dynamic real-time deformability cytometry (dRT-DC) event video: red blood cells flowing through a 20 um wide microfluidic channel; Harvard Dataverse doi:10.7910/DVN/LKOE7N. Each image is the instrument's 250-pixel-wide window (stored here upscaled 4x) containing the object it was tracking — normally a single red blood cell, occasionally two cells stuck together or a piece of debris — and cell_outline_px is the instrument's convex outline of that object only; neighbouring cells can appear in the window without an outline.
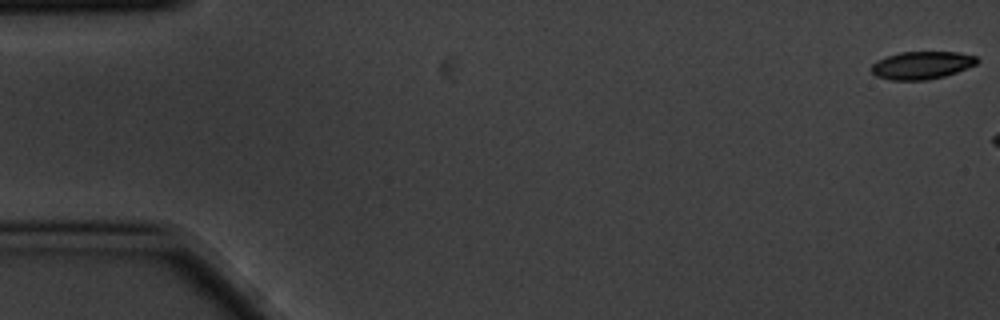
{"species": "common noctule bat (a hibernating species)", "species_latin": "Nyctalus noctula", "temperature_condition": "cold", "stored_images_in_passage": 5, "camera_frame_rate_fps": 3000, "um_per_image_px": 0.085, "animal": {"sex": "male", "body_mass_g": 20.1, "forearm_length_mm": 53.5}, "frame": {"image": 1, "passage_image": 1, "time_ms": 0.0, "image_size_px": [1000, 320], "cell_outline_px": [[980, 60], [976, 64], [956, 72], [944, 76], [928, 80], [892, 80], [876, 76], [868, 68], [876, 60], [900, 52], [956, 52], [976, 56]], "centroid_in_image_um": [78.32, 5.54], "position_along_channel_um": 6.7, "area_um2": 17.11}}